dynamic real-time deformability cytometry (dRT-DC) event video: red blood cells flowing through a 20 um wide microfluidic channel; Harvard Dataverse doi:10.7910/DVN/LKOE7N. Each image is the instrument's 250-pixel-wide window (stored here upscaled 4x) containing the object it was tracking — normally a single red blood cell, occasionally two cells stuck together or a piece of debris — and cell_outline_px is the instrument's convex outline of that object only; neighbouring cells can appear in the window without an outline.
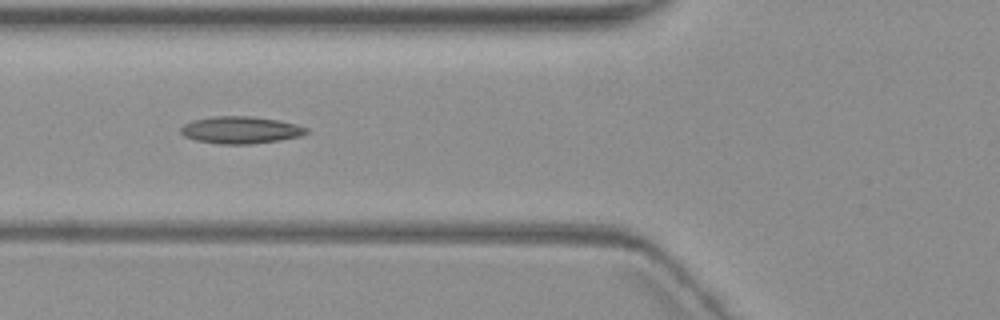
{"species": "common noctule bat (a hibernating species)", "species_latin": "Nyctalus noctula", "temperature_condition": "warm", "stored_images_in_passage": 9, "camera_frame_rate_fps": 3000, "um_per_image_px": 0.085, "animal": {"sex": "female", "body_mass_g": 19.3, "forearm_length_mm": 54.1}, "frame": {"image": 1, "passage_image": 7, "time_ms": 7.333, "image_size_px": [1000, 320], "cell_outline_px": [[308, 132], [300, 136], [280, 140], [252, 144], [216, 144], [196, 140], [184, 136], [180, 132], [180, 128], [184, 124], [192, 120], [212, 116], [252, 116], [280, 120], [296, 124], [308, 128]], "centroid_in_image_um": [20.44, 11.04], "position_along_channel_um": 105.4, "area_um2": 20.06}}
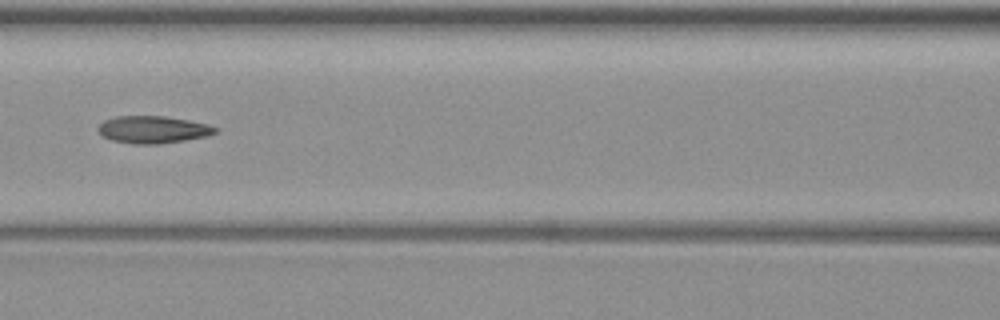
{"frame": {"image": 2, "passage_image": 8, "time_ms": 8.667, "image_size_px": [1000, 320], "cell_outline_px": [[220, 128], [216, 132], [208, 136], [160, 144], [132, 144], [112, 140], [104, 136], [100, 132], [100, 124], [104, 120], [116, 116], [164, 116], [188, 120], [208, 124]], "centroid_in_image_um": [13.05, 11.01], "position_along_channel_um": 153.6, "area_um2": 18.55}}
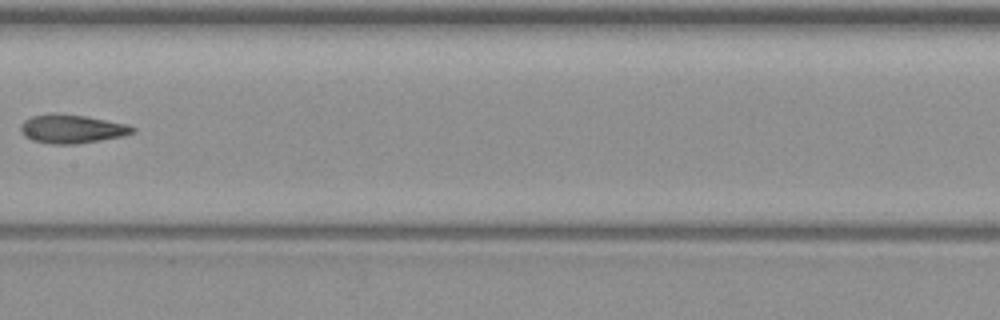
{"frame": {"image": 3, "passage_image": 9, "time_ms": 10.0, "image_size_px": [1000, 320], "cell_outline_px": [[136, 132], [124, 136], [100, 140], [72, 144], [48, 144], [32, 140], [24, 136], [20, 132], [20, 124], [24, 120], [32, 116], [84, 116], [124, 124], [136, 128]], "centroid_in_image_um": [6.1, 11.01], "position_along_channel_um": 201.3, "area_um2": 17.98}}